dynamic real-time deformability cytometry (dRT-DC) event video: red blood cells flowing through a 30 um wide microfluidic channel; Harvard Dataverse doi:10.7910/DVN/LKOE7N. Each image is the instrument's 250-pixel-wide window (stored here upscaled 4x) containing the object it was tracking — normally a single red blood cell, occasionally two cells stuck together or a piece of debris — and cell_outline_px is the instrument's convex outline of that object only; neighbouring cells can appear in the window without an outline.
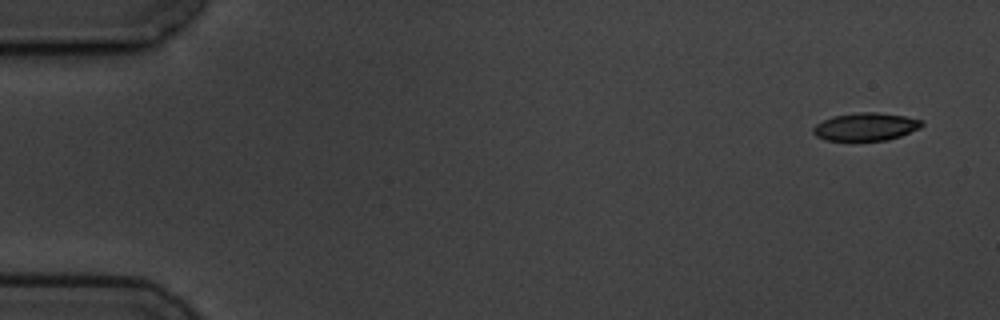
{"species": "common noctule bat (a hibernating species)", "species_latin": "Nyctalus noctula", "temperature_condition": "cold", "stored_images_in_passage": 5, "segment_of_instrument_passage": [2, 2], "camera_frame_rate_fps": 3000, "um_per_image_px": 0.085, "animal": {"sex": "male", "body_mass_g": 19.5, "forearm_length_mm": 54.6}, "frame": {"image": 1, "passage_image": 5, "time_ms": 5.667, "image_size_px": [1000, 320], "cell_outline_px": [[924, 124], [920, 128], [900, 136], [888, 140], [824, 140], [816, 136], [812, 132], [812, 128], [816, 124], [832, 116], [856, 112], [876, 112], [904, 116], [924, 120]], "centroid_in_image_um": [73.59, 10.76], "position_along_channel_um": 11.4, "area_um2": 17.69}}